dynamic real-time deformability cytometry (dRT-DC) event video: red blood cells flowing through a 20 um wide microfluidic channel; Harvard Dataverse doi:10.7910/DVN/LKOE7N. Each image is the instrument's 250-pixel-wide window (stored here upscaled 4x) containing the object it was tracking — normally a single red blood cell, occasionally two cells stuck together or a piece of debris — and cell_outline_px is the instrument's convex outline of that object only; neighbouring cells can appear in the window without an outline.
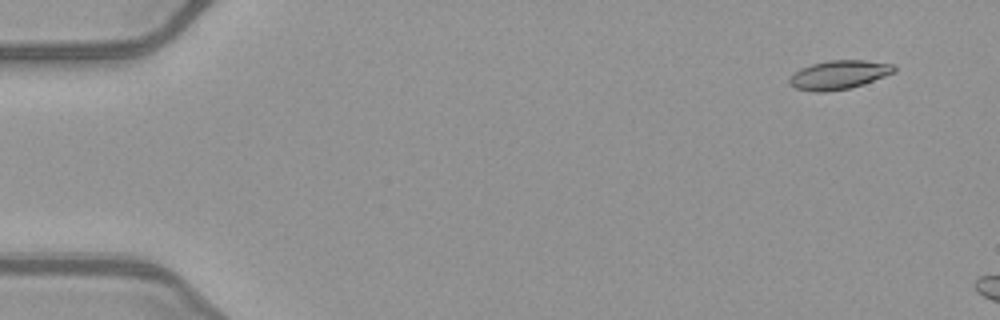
{"species": "common noctule bat (a hibernating species)", "species_latin": "Nyctalus noctula", "temperature_condition": "warm", "stored_images_in_passage": 8, "camera_frame_rate_fps": 3000, "um_per_image_px": 0.085, "animal": {"sex": "female", "body_mass_g": 21.9}, "frame": {"image": 1, "passage_image": 3, "time_ms": 0.667, "image_size_px": [1000, 320], "cell_outline_px": [[896, 72], [864, 84], [848, 88], [828, 92], [812, 92], [796, 88], [788, 84], [788, 80], [800, 68], [812, 64], [828, 60], [864, 60], [896, 64]], "centroid_in_image_um": [71.33, 6.36], "position_along_channel_um": 13.7, "area_um2": 17.74}}